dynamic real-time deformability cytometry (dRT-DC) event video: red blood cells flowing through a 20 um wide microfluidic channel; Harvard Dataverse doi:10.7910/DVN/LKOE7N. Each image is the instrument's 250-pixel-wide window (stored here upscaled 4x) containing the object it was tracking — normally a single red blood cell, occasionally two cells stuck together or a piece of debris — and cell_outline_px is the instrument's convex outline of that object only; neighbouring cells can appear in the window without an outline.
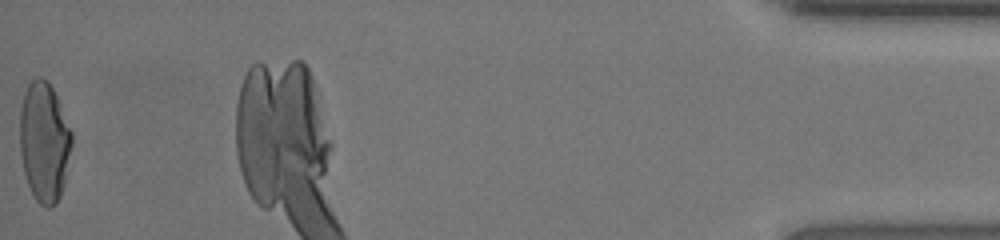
{"species": "human", "species_latin": "Homo sapiens", "temperature_condition": "room temperature", "stored_images_in_passage": 30, "camera_frame_rate_fps": 3000, "um_per_image_px": 0.085, "donor": {"sex": "female"}, "frame": {"image": 1, "passage_image": 30, "time_ms": 9.667, "image_size_px": [1000, 240], "cell_outline_px": [[72, 144], [64, 184], [60, 196], [56, 204], [48, 208], [40, 204], [36, 200], [28, 184], [24, 172], [20, 152], [20, 108], [24, 92], [28, 84], [36, 76], [40, 76], [48, 80], [60, 104], [72, 132]], "centroid_in_image_um": [3.76, 12.04], "position_along_channel_um": 431.4, "area_um2": 36.36}}